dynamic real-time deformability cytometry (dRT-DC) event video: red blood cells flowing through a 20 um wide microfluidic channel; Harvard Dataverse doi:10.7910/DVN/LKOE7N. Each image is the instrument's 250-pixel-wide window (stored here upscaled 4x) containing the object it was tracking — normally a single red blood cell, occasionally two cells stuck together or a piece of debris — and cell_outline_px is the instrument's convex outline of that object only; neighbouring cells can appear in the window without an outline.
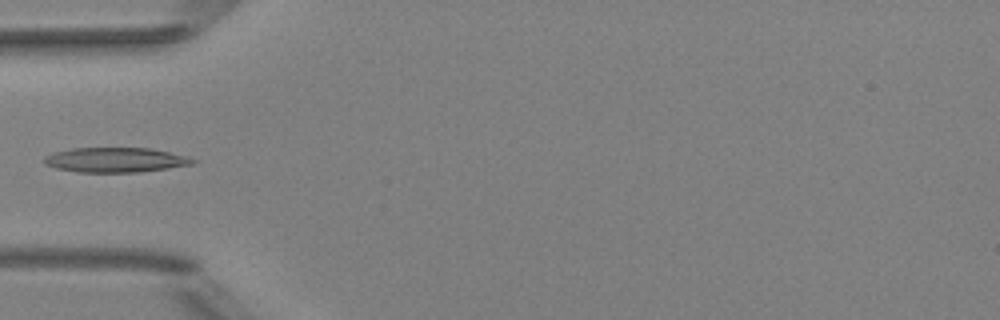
{"species": "Egyptian fruit bat (a non-hibernating species)", "species_latin": "Rousettus aegyptiacus", "temperature_condition": "room temperature", "stored_images_in_passage": 5, "camera_frame_rate_fps": 3000, "um_per_image_px": 0.085, "animal": {"sex": "female"}, "frame": {"image": 1, "passage_image": 4, "time_ms": 1.0, "image_size_px": [1000, 320], "cell_outline_px": [[196, 160], [192, 164], [168, 168], [140, 172], [76, 172], [56, 168], [44, 164], [44, 156], [56, 152], [72, 148], [148, 148], [188, 156]], "centroid_in_image_um": [9.79, 13.59], "position_along_channel_um": 75.2, "area_um2": 21.33}}
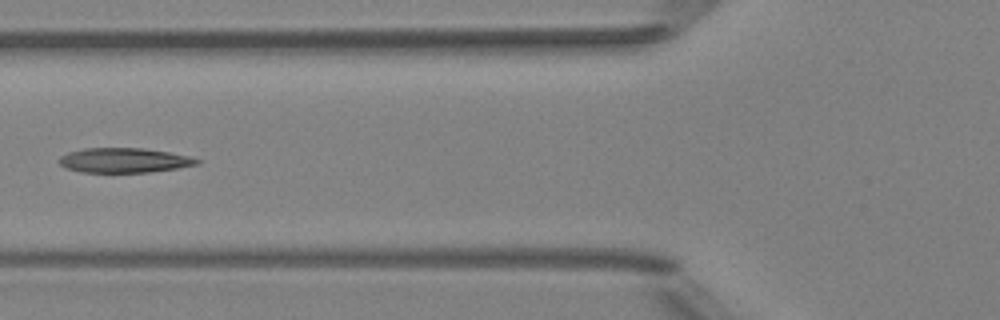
{"frame": {"image": 2, "passage_image": 5, "time_ms": 1.333, "image_size_px": [1000, 320], "cell_outline_px": [[200, 164], [176, 168], [148, 172], [80, 172], [64, 168], [60, 164], [60, 156], [68, 152], [84, 148], [144, 148], [192, 156], [200, 160]], "centroid_in_image_um": [10.55, 13.62], "position_along_channel_um": 115.2, "area_um2": 19.88}}